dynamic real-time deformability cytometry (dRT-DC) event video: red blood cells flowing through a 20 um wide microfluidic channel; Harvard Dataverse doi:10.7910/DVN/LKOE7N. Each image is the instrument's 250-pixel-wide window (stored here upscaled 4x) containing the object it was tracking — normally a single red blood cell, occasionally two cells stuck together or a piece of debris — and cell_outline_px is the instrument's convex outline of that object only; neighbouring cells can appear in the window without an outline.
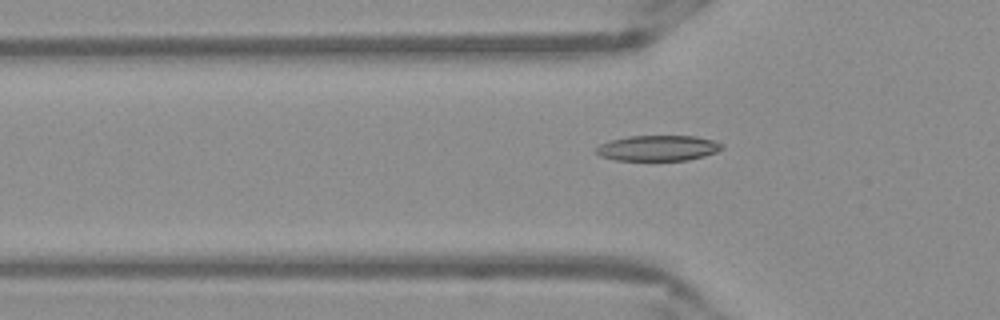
{"species": "Egyptian fruit bat (a non-hibernating species)", "species_latin": "Rousettus aegyptiacus", "temperature_condition": "warm", "stored_images_in_passage": 46, "camera_frame_rate_fps": 3000, "um_per_image_px": 0.085, "frame": {"image": 1, "passage_image": 11, "time_ms": 3.333, "image_size_px": [1000, 320], "cell_outline_px": [[724, 148], [716, 152], [704, 156], [688, 160], [616, 160], [600, 156], [596, 152], [596, 148], [600, 144], [608, 140], [628, 136], [696, 136], [712, 140], [724, 144]], "centroid_in_image_um": [55.93, 12.58], "position_along_channel_um": 69.9, "area_um2": 18.79}}
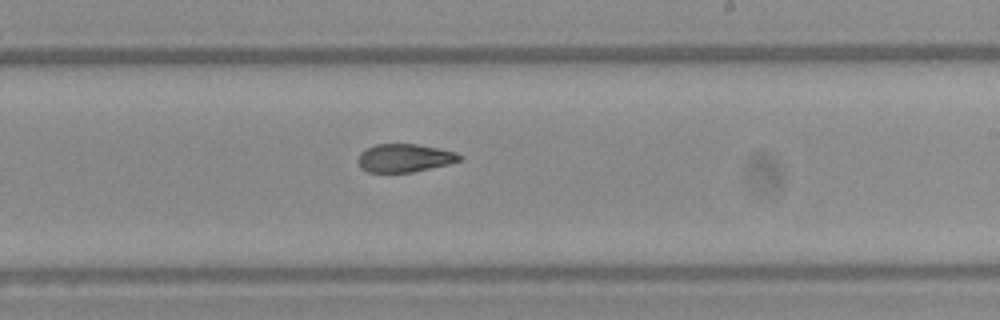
{"frame": {"image": 2, "passage_image": 25, "time_ms": 8.0, "image_size_px": [1000, 320], "cell_outline_px": [[460, 160], [448, 164], [412, 172], [368, 172], [360, 168], [360, 152], [376, 144], [416, 144], [456, 152], [460, 156]], "centroid_in_image_um": [34.37, 13.43], "position_along_channel_um": 254.6, "area_um2": 16.3}}
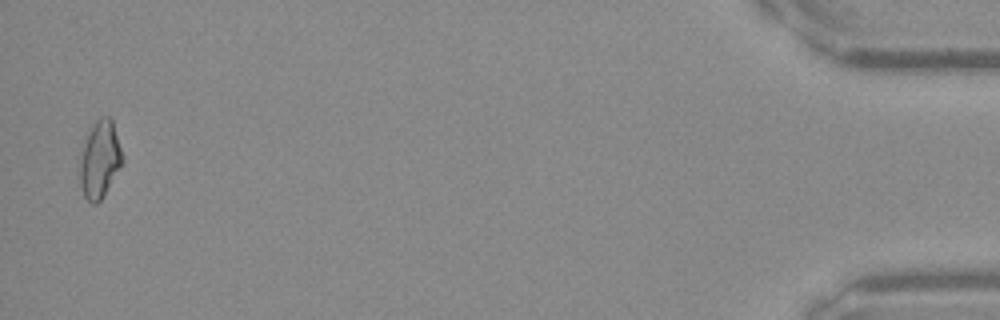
{"frame": {"image": 3, "passage_image": 45, "time_ms": 14.667, "image_size_px": [1000, 320], "cell_outline_px": [[124, 160], [104, 196], [96, 204], [92, 204], [84, 196], [80, 184], [80, 160], [88, 136], [96, 120], [100, 116], [108, 116], [112, 120], [124, 156]], "centroid_in_image_um": [8.52, 13.59], "position_along_channel_um": 426.7, "area_um2": 18.79}, "authors_computed_cell_mechanics": {"area_um2": 17.7735, "velocity_mm_per_s": 3.934, "shape_relaxation_time_tau1_ms": 8.119, "shape_relaxation_time_tau2_ms": 2.7771, "deformation_change_tau1": 0.2063, "deformation_change_tau2": 0.09}}